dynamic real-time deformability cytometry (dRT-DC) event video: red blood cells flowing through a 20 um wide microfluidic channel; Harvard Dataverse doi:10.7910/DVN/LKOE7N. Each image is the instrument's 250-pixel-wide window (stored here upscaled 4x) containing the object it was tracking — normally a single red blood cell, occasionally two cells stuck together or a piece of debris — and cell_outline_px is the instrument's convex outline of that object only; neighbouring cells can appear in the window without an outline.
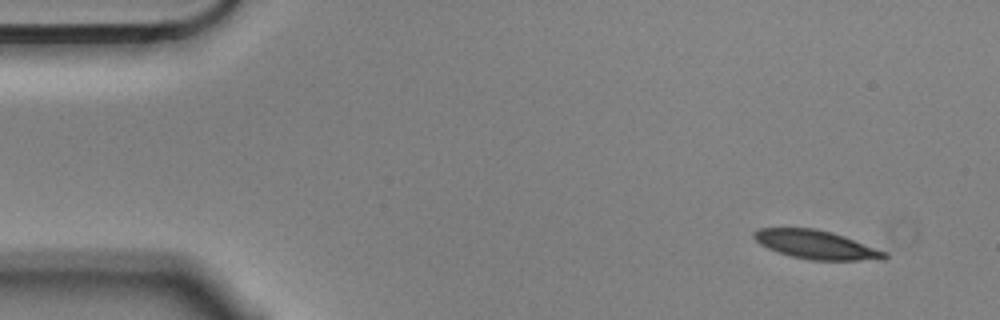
{"species": "Egyptian fruit bat (a non-hibernating species)", "species_latin": "Rousettus aegyptiacus", "temperature_condition": "cold", "stored_images_in_passage": 4, "camera_frame_rate_fps": 3000, "um_per_image_px": 0.085, "animal": {"sex": "male"}, "frame": {"image": 1, "passage_image": 1, "time_ms": 0.0, "image_size_px": [1000, 320], "cell_outline_px": [[888, 256], [884, 260], [812, 260], [792, 256], [776, 252], [760, 244], [752, 236], [752, 232], [756, 228], [816, 228], [832, 232], [844, 236], [888, 252]], "centroid_in_image_um": [69.37, 20.79], "position_along_channel_um": 15.6, "area_um2": 21.96}}
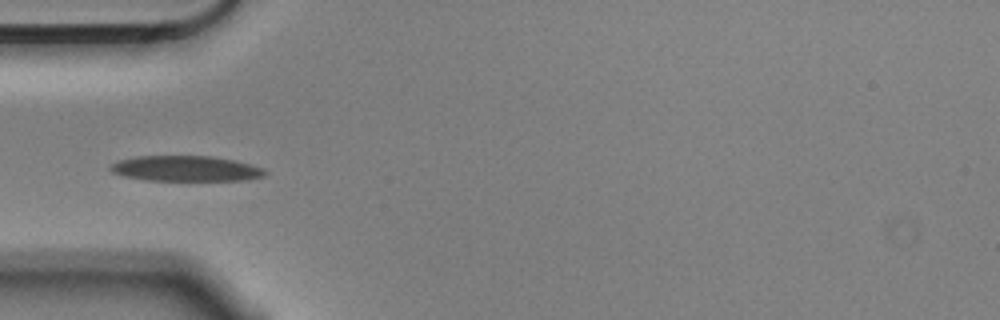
{"frame": {"image": 2, "passage_image": 4, "time_ms": 1.0, "image_size_px": [1000, 320], "cell_outline_px": [[268, 172], [264, 176], [248, 180], [144, 180], [120, 176], [112, 172], [108, 168], [112, 164], [120, 160], [136, 156], [208, 156], [232, 160], [264, 168]], "centroid_in_image_um": [15.76, 14.33], "position_along_channel_um": 69.2, "area_um2": 22.89}}